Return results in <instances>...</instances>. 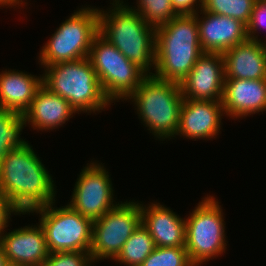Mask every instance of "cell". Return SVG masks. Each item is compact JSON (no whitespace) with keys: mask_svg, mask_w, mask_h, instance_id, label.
I'll return each mask as SVG.
<instances>
[{"mask_svg":"<svg viewBox=\"0 0 266 266\" xmlns=\"http://www.w3.org/2000/svg\"><path fill=\"white\" fill-rule=\"evenodd\" d=\"M29 143L10 150L0 164V188L25 215L55 201L51 174Z\"/></svg>","mask_w":266,"mask_h":266,"instance_id":"obj_1","label":"cell"},{"mask_svg":"<svg viewBox=\"0 0 266 266\" xmlns=\"http://www.w3.org/2000/svg\"><path fill=\"white\" fill-rule=\"evenodd\" d=\"M78 176L68 204L72 209L94 222L118 205L113 200L114 190L109 172L102 163L90 162Z\"/></svg>","mask_w":266,"mask_h":266,"instance_id":"obj_11","label":"cell"},{"mask_svg":"<svg viewBox=\"0 0 266 266\" xmlns=\"http://www.w3.org/2000/svg\"><path fill=\"white\" fill-rule=\"evenodd\" d=\"M42 67L43 85L67 100L78 114L101 112L111 105L88 57Z\"/></svg>","mask_w":266,"mask_h":266,"instance_id":"obj_4","label":"cell"},{"mask_svg":"<svg viewBox=\"0 0 266 266\" xmlns=\"http://www.w3.org/2000/svg\"><path fill=\"white\" fill-rule=\"evenodd\" d=\"M224 112L230 118H244L266 111V79H225L222 98Z\"/></svg>","mask_w":266,"mask_h":266,"instance_id":"obj_16","label":"cell"},{"mask_svg":"<svg viewBox=\"0 0 266 266\" xmlns=\"http://www.w3.org/2000/svg\"><path fill=\"white\" fill-rule=\"evenodd\" d=\"M54 203L28 213L41 215L39 225L44 231L49 252H90L93 222L72 209L68 203L59 208L53 207Z\"/></svg>","mask_w":266,"mask_h":266,"instance_id":"obj_9","label":"cell"},{"mask_svg":"<svg viewBox=\"0 0 266 266\" xmlns=\"http://www.w3.org/2000/svg\"><path fill=\"white\" fill-rule=\"evenodd\" d=\"M171 4L178 15L196 14L202 9V0H171Z\"/></svg>","mask_w":266,"mask_h":266,"instance_id":"obj_29","label":"cell"},{"mask_svg":"<svg viewBox=\"0 0 266 266\" xmlns=\"http://www.w3.org/2000/svg\"><path fill=\"white\" fill-rule=\"evenodd\" d=\"M200 12V15L198 14ZM195 14L203 53L223 54L248 39L247 25L228 16L209 13L203 9Z\"/></svg>","mask_w":266,"mask_h":266,"instance_id":"obj_14","label":"cell"},{"mask_svg":"<svg viewBox=\"0 0 266 266\" xmlns=\"http://www.w3.org/2000/svg\"><path fill=\"white\" fill-rule=\"evenodd\" d=\"M225 70L222 54L204 53L181 81L184 99L222 102Z\"/></svg>","mask_w":266,"mask_h":266,"instance_id":"obj_12","label":"cell"},{"mask_svg":"<svg viewBox=\"0 0 266 266\" xmlns=\"http://www.w3.org/2000/svg\"><path fill=\"white\" fill-rule=\"evenodd\" d=\"M94 263L90 252H54L50 253L42 266H91Z\"/></svg>","mask_w":266,"mask_h":266,"instance_id":"obj_26","label":"cell"},{"mask_svg":"<svg viewBox=\"0 0 266 266\" xmlns=\"http://www.w3.org/2000/svg\"><path fill=\"white\" fill-rule=\"evenodd\" d=\"M84 6L61 23L39 53L41 66L87 58L99 34L98 8Z\"/></svg>","mask_w":266,"mask_h":266,"instance_id":"obj_6","label":"cell"},{"mask_svg":"<svg viewBox=\"0 0 266 266\" xmlns=\"http://www.w3.org/2000/svg\"><path fill=\"white\" fill-rule=\"evenodd\" d=\"M141 266H195L185 247H156Z\"/></svg>","mask_w":266,"mask_h":266,"instance_id":"obj_25","label":"cell"},{"mask_svg":"<svg viewBox=\"0 0 266 266\" xmlns=\"http://www.w3.org/2000/svg\"><path fill=\"white\" fill-rule=\"evenodd\" d=\"M127 100L133 102L139 119L156 138L175 137L184 100L179 83L148 75Z\"/></svg>","mask_w":266,"mask_h":266,"instance_id":"obj_5","label":"cell"},{"mask_svg":"<svg viewBox=\"0 0 266 266\" xmlns=\"http://www.w3.org/2000/svg\"><path fill=\"white\" fill-rule=\"evenodd\" d=\"M137 7H131L151 26L157 28L178 14L175 12L171 0H136Z\"/></svg>","mask_w":266,"mask_h":266,"instance_id":"obj_24","label":"cell"},{"mask_svg":"<svg viewBox=\"0 0 266 266\" xmlns=\"http://www.w3.org/2000/svg\"><path fill=\"white\" fill-rule=\"evenodd\" d=\"M76 113L67 100L42 85L22 116L33 130L52 131L61 127Z\"/></svg>","mask_w":266,"mask_h":266,"instance_id":"obj_19","label":"cell"},{"mask_svg":"<svg viewBox=\"0 0 266 266\" xmlns=\"http://www.w3.org/2000/svg\"><path fill=\"white\" fill-rule=\"evenodd\" d=\"M225 79H266V43L247 39L223 54Z\"/></svg>","mask_w":266,"mask_h":266,"instance_id":"obj_18","label":"cell"},{"mask_svg":"<svg viewBox=\"0 0 266 266\" xmlns=\"http://www.w3.org/2000/svg\"><path fill=\"white\" fill-rule=\"evenodd\" d=\"M0 245L10 266H42L50 254L39 224L3 232Z\"/></svg>","mask_w":266,"mask_h":266,"instance_id":"obj_13","label":"cell"},{"mask_svg":"<svg viewBox=\"0 0 266 266\" xmlns=\"http://www.w3.org/2000/svg\"><path fill=\"white\" fill-rule=\"evenodd\" d=\"M223 116L225 112L222 102L184 99L176 136L194 141L215 138L220 133Z\"/></svg>","mask_w":266,"mask_h":266,"instance_id":"obj_15","label":"cell"},{"mask_svg":"<svg viewBox=\"0 0 266 266\" xmlns=\"http://www.w3.org/2000/svg\"><path fill=\"white\" fill-rule=\"evenodd\" d=\"M28 4L26 2H23L22 0H0V8L1 7H5V6H8L10 8H14L15 6L19 7L21 6L22 4V7L25 5V4ZM21 4V5H20Z\"/></svg>","mask_w":266,"mask_h":266,"instance_id":"obj_30","label":"cell"},{"mask_svg":"<svg viewBox=\"0 0 266 266\" xmlns=\"http://www.w3.org/2000/svg\"><path fill=\"white\" fill-rule=\"evenodd\" d=\"M11 213L14 215H20L21 212L12 204L10 199L0 188V235L5 231L7 225L11 220Z\"/></svg>","mask_w":266,"mask_h":266,"instance_id":"obj_28","label":"cell"},{"mask_svg":"<svg viewBox=\"0 0 266 266\" xmlns=\"http://www.w3.org/2000/svg\"><path fill=\"white\" fill-rule=\"evenodd\" d=\"M24 125L27 126L21 114L0 108V164L10 150L28 143L20 136Z\"/></svg>","mask_w":266,"mask_h":266,"instance_id":"obj_22","label":"cell"},{"mask_svg":"<svg viewBox=\"0 0 266 266\" xmlns=\"http://www.w3.org/2000/svg\"><path fill=\"white\" fill-rule=\"evenodd\" d=\"M0 266H10L6 256L4 255L1 245H0Z\"/></svg>","mask_w":266,"mask_h":266,"instance_id":"obj_31","label":"cell"},{"mask_svg":"<svg viewBox=\"0 0 266 266\" xmlns=\"http://www.w3.org/2000/svg\"><path fill=\"white\" fill-rule=\"evenodd\" d=\"M141 223L156 247H185L186 221L160 203L141 204Z\"/></svg>","mask_w":266,"mask_h":266,"instance_id":"obj_17","label":"cell"},{"mask_svg":"<svg viewBox=\"0 0 266 266\" xmlns=\"http://www.w3.org/2000/svg\"><path fill=\"white\" fill-rule=\"evenodd\" d=\"M141 224V204L134 201L118 202L92 224L90 254L93 262L114 260L122 246Z\"/></svg>","mask_w":266,"mask_h":266,"instance_id":"obj_10","label":"cell"},{"mask_svg":"<svg viewBox=\"0 0 266 266\" xmlns=\"http://www.w3.org/2000/svg\"><path fill=\"white\" fill-rule=\"evenodd\" d=\"M256 0H202V9L249 23Z\"/></svg>","mask_w":266,"mask_h":266,"instance_id":"obj_23","label":"cell"},{"mask_svg":"<svg viewBox=\"0 0 266 266\" xmlns=\"http://www.w3.org/2000/svg\"><path fill=\"white\" fill-rule=\"evenodd\" d=\"M262 26H265L266 28V0H256L253 6L250 21L247 24L248 39L261 42V39L258 38L256 33L261 30Z\"/></svg>","mask_w":266,"mask_h":266,"instance_id":"obj_27","label":"cell"},{"mask_svg":"<svg viewBox=\"0 0 266 266\" xmlns=\"http://www.w3.org/2000/svg\"><path fill=\"white\" fill-rule=\"evenodd\" d=\"M88 58L110 103L126 100L148 76L100 34L93 39Z\"/></svg>","mask_w":266,"mask_h":266,"instance_id":"obj_7","label":"cell"},{"mask_svg":"<svg viewBox=\"0 0 266 266\" xmlns=\"http://www.w3.org/2000/svg\"><path fill=\"white\" fill-rule=\"evenodd\" d=\"M195 14H181L156 28L155 73L164 81H181L203 55Z\"/></svg>","mask_w":266,"mask_h":266,"instance_id":"obj_3","label":"cell"},{"mask_svg":"<svg viewBox=\"0 0 266 266\" xmlns=\"http://www.w3.org/2000/svg\"><path fill=\"white\" fill-rule=\"evenodd\" d=\"M108 11L98 9L99 34L148 75L155 70L156 28L123 0H113ZM153 67V68H152Z\"/></svg>","mask_w":266,"mask_h":266,"instance_id":"obj_2","label":"cell"},{"mask_svg":"<svg viewBox=\"0 0 266 266\" xmlns=\"http://www.w3.org/2000/svg\"><path fill=\"white\" fill-rule=\"evenodd\" d=\"M43 85V76L7 69L0 73V108L21 115L29 108L37 90Z\"/></svg>","mask_w":266,"mask_h":266,"instance_id":"obj_20","label":"cell"},{"mask_svg":"<svg viewBox=\"0 0 266 266\" xmlns=\"http://www.w3.org/2000/svg\"><path fill=\"white\" fill-rule=\"evenodd\" d=\"M219 204L214 196L207 195L185 219V248L195 266L223 255L227 248L224 213Z\"/></svg>","mask_w":266,"mask_h":266,"instance_id":"obj_8","label":"cell"},{"mask_svg":"<svg viewBox=\"0 0 266 266\" xmlns=\"http://www.w3.org/2000/svg\"><path fill=\"white\" fill-rule=\"evenodd\" d=\"M155 248L152 236L141 223L122 246L114 261L125 266H141Z\"/></svg>","mask_w":266,"mask_h":266,"instance_id":"obj_21","label":"cell"}]
</instances>
